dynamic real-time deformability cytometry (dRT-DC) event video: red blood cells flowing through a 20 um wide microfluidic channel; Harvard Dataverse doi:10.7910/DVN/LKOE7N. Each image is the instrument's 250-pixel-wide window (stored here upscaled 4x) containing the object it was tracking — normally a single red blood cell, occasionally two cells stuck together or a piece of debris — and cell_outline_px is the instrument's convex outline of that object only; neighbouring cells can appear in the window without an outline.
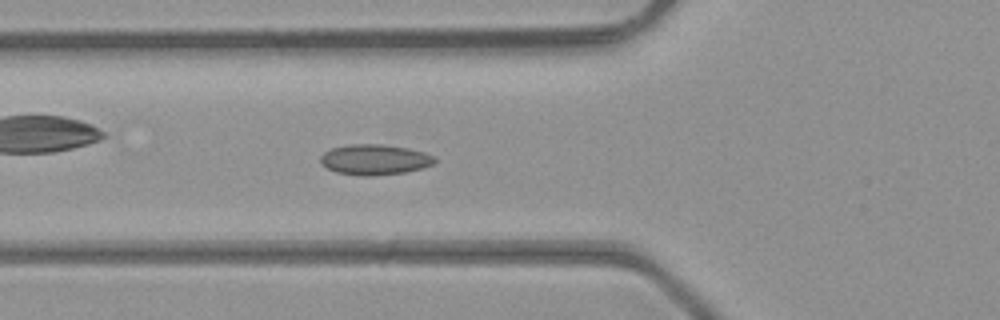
{"species": "common noctule bat (a hibernating species)", "species_latin": "Nyctalus noctula", "temperature_condition": "room temperature", "stored_images_in_passage": 48, "camera_frame_rate_fps": 3000, "um_per_image_px": 0.085, "animal": {"sex": "male", "body_mass_g": 23.1, "forearm_length_mm": 52.7}, "frame": {"image": 1, "passage_image": 18, "time_ms": 5.667, "image_size_px": [1000, 320], "cell_outline_px": [[436, 164], [404, 172], [372, 176], [360, 176], [336, 172], [328, 168], [320, 160], [320, 156], [324, 152], [332, 148], [348, 144], [380, 144], [408, 148], [424, 152], [436, 156]], "centroid_in_image_um": [31.87, 13.56], "position_along_channel_um": 93.9, "area_um2": 20.29}}
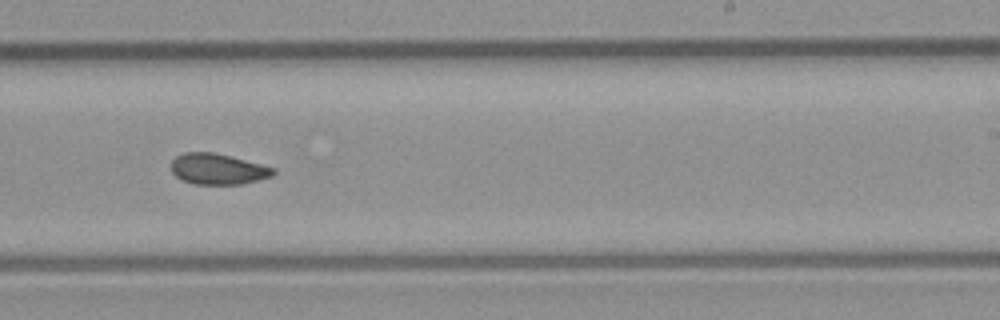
{"frame": {"image": 2, "passage_image": 30, "time_ms": 9.667, "image_size_px": [1000, 320], "cell_outline_px": [[276, 172], [272, 176], [244, 184], [192, 184], [176, 176], [172, 172], [172, 160], [176, 156], [184, 152], [212, 152], [276, 168]], "centroid_in_image_um": [18.52, 14.37], "position_along_channel_um": 270.5, "area_um2": 18.21}}
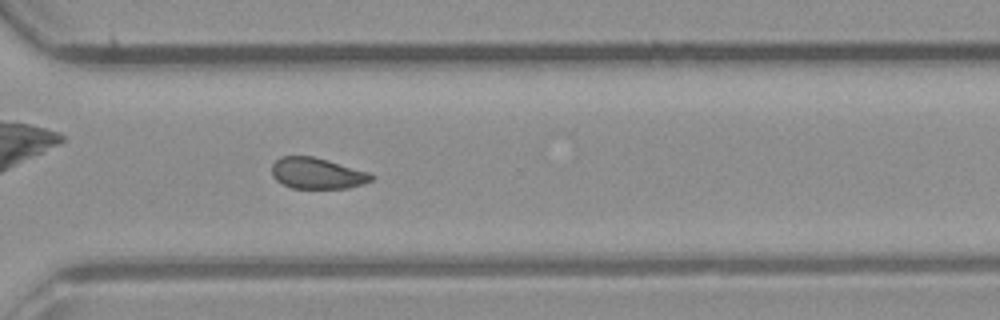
{"frame": {"image": 3, "passage_image": 35, "time_ms": 11.333, "image_size_px": [1000, 320], "cell_outline_px": [[376, 176], [372, 180], [364, 184], [348, 188], [292, 188], [276, 180], [272, 176], [272, 164], [280, 156], [312, 156], [328, 160], [372, 172]], "centroid_in_image_um": [27.01, 14.73], "position_along_channel_um": 343.6, "area_um2": 18.26}, "authors_computed_cell_mechanics": {"area_um2": 19.0451, "velocity_mm_per_s": 4.398, "shape_relaxation_time_tau1_ms": null, "shape_relaxation_time_tau2_ms": 2.438, "deformation_change_tau1": null, "deformation_change_tau2": 0.0594}}